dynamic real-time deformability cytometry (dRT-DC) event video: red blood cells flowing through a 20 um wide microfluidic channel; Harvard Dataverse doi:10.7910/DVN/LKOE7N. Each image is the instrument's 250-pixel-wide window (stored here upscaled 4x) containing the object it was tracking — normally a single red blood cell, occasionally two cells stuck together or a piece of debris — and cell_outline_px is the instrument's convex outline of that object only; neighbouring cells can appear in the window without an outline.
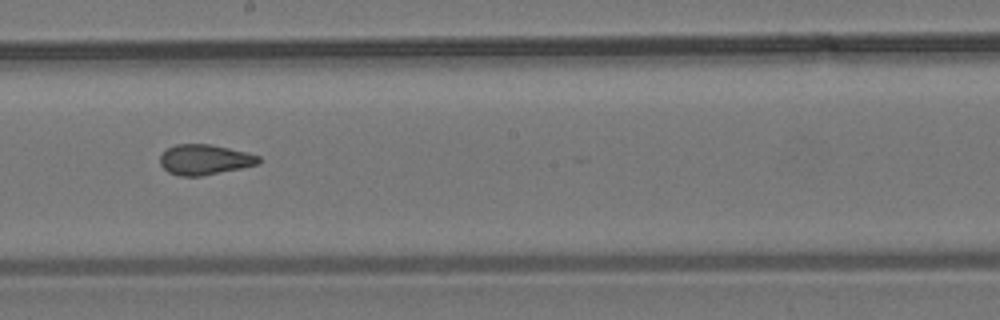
{"species": "common noctule bat (a hibernating species)", "species_latin": "Nyctalus noctula", "temperature_condition": "room temperature", "stored_images_in_passage": 8, "camera_frame_rate_fps": 3000, "um_per_image_px": 0.085, "animal": {"sex": "male", "body_mass_g": 19.2, "forearm_length_mm": 51.8}, "frame": {"image": 1, "passage_image": 6, "time_ms": 1.667, "image_size_px": [1000, 320], "cell_outline_px": [[260, 164], [200, 176], [180, 176], [168, 172], [160, 164], [160, 156], [168, 148], [176, 144], [208, 144], [228, 148], [260, 156]], "centroid_in_image_um": [17.38, 13.57], "position_along_channel_um": 230.8, "area_um2": 17.17}}
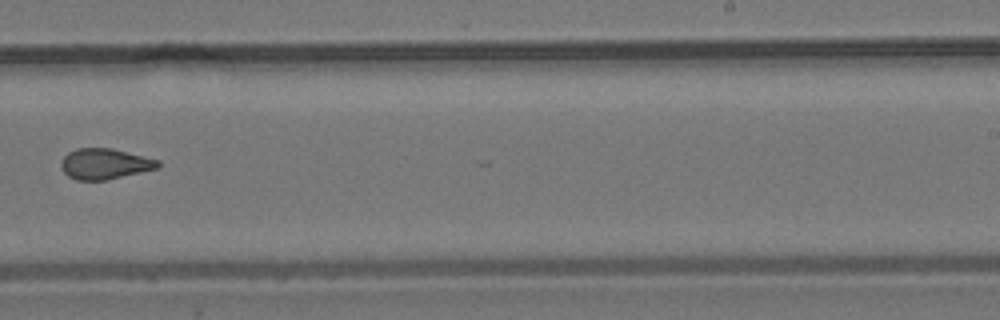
{"frame": {"image": 2, "passage_image": 7, "time_ms": 2.0, "image_size_px": [1000, 320], "cell_outline_px": [[160, 168], [108, 180], [76, 180], [68, 176], [60, 168], [60, 164], [64, 156], [68, 152], [76, 148], [112, 148], [160, 160]], "centroid_in_image_um": [8.92, 13.93], "position_along_channel_um": 280.1, "area_um2": 17.57}}
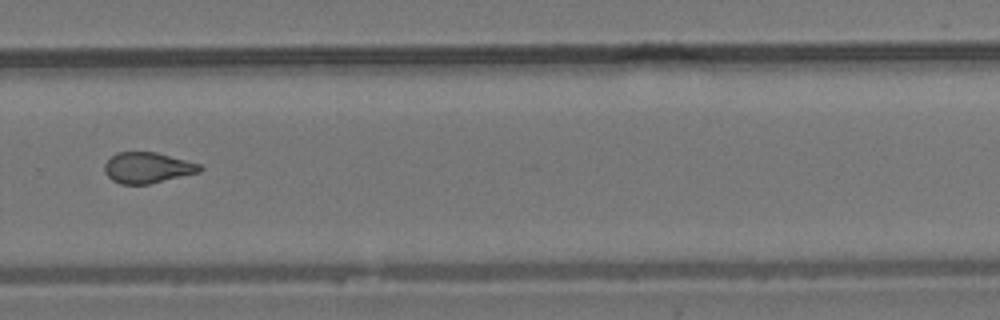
{"frame": {"image": 3, "passage_image": 8, "time_ms": 2.333, "image_size_px": [1000, 320], "cell_outline_px": [[204, 168], [200, 172], [148, 184], [120, 184], [112, 180], [104, 172], [104, 164], [116, 152], [156, 152], [200, 164]], "centroid_in_image_um": [12.53, 14.26], "position_along_channel_um": 317.3, "area_um2": 17.05}}